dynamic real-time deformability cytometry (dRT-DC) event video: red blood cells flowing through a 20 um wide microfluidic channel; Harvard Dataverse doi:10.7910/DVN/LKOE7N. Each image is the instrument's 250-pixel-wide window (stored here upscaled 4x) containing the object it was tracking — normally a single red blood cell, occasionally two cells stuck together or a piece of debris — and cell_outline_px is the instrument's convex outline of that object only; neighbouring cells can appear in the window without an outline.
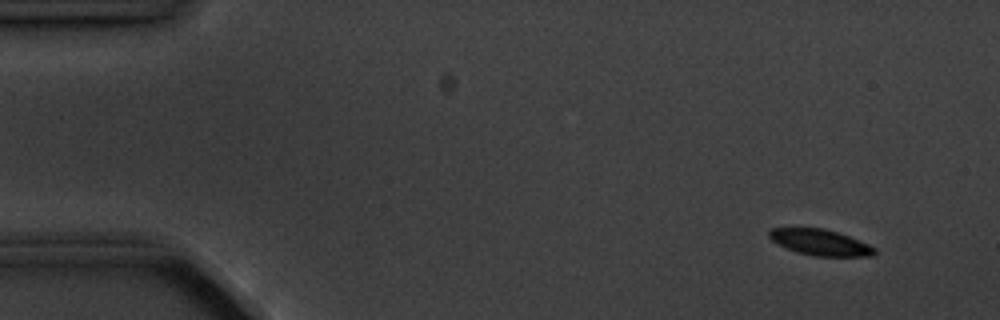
{"species": "common noctule bat (a hibernating species)", "species_latin": "Nyctalus noctula", "temperature_condition": "cold", "stored_images_in_passage": 14, "camera_frame_rate_fps": 3000, "um_per_image_px": 0.085, "animal": {"sex": "male", "body_mass_g": 20.1, "forearm_length_mm": 53.5}, "frame": {"image": 1, "passage_image": 1, "time_ms": 0.0, "image_size_px": [1000, 320], "cell_outline_px": [[876, 252], [872, 256], [812, 256], [796, 252], [772, 240], [768, 236], [768, 232], [772, 228], [824, 228], [848, 236], [868, 244], [876, 248]], "centroid_in_image_um": [69.72, 20.6], "position_along_channel_um": 15.3, "area_um2": 15.78}}
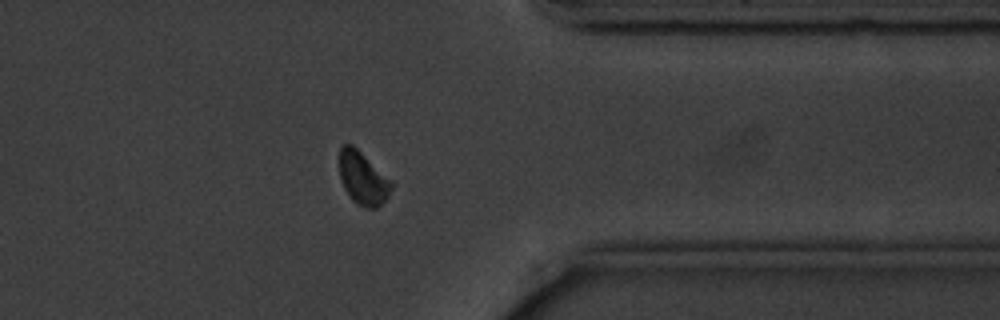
{"frame": {"image": 2, "passage_image": 12, "time_ms": 13.333, "image_size_px": [1000, 320], "cell_outline_px": [[392, 188], [388, 196], [376, 208], [364, 208], [356, 204], [352, 200], [344, 188], [340, 180], [340, 144], [352, 144], [392, 180]], "centroid_in_image_um": [30.84, 15.15], "position_along_channel_um": 380.6, "area_um2": 16.07}}
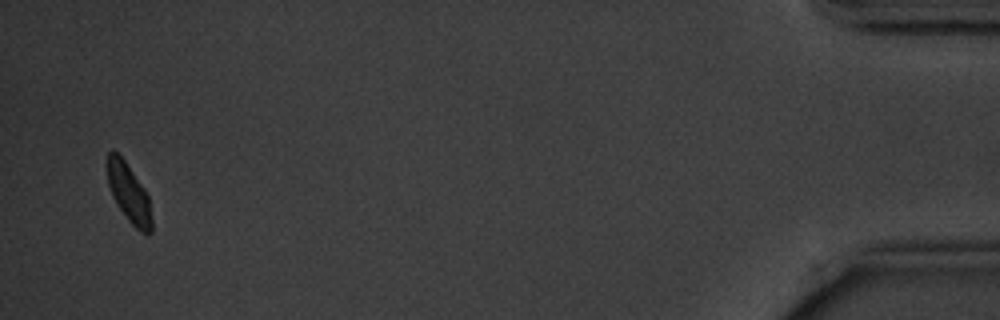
{"frame": {"image": 3, "passage_image": 14, "time_ms": 16.667, "image_size_px": [1000, 320], "cell_outline_px": [[152, 232], [148, 236], [140, 232], [128, 220], [116, 204], [112, 196], [108, 184], [104, 164], [108, 152], [112, 148], [124, 160], [144, 188], [148, 196], [152, 220]], "centroid_in_image_um": [10.91, 16.39], "position_along_channel_um": 424.3, "area_um2": 15.61}, "authors_computed_cell_mechanics": {"area_um2": 16.5886, "velocity_mm_per_s": 3.5707, "shape_relaxation_time_tau1_ms": 1.2428, "shape_relaxation_time_tau2_ms": null, "deformation_change_tau1": 0.0678, "deformation_change_tau2": null}}